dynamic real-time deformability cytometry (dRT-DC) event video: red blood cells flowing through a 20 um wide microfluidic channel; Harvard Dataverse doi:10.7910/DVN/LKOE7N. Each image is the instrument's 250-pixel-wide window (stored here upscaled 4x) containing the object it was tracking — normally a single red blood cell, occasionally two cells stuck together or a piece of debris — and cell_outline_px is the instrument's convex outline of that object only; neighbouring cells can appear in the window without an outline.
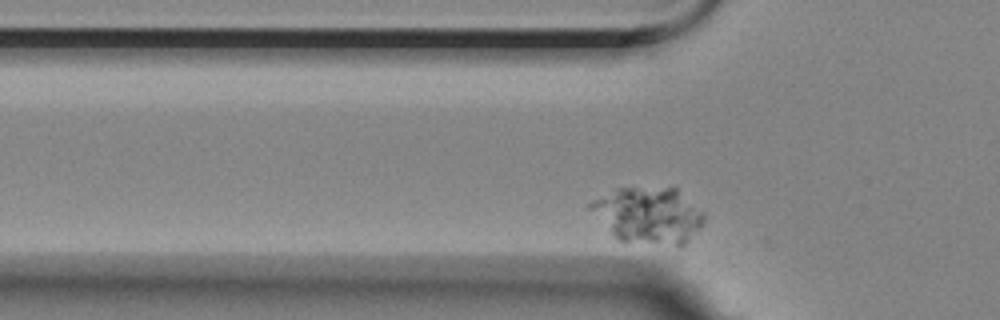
{"species": "Egyptian fruit bat (a non-hibernating species)", "species_latin": "Rousettus aegyptiacus", "temperature_condition": "room temperature", "stored_images_in_passage": 44, "segment_of_instrument_passage": [2, 2], "camera_frame_rate_fps": 3000, "um_per_image_px": 0.085, "animal": {"sex": "female"}, "frame": {"image": 1, "passage_image": 9, "time_ms": 2.667, "image_size_px": [1000, 320], "cell_outline_px": [[704, 220], [700, 228], [680, 248], [620, 240], [588, 208], [588, 204], [592, 200], [616, 188], [676, 188], [704, 212]], "centroid_in_image_um": [55.16, 18.31], "position_along_channel_um": 70.6, "area_um2": 36.99}}
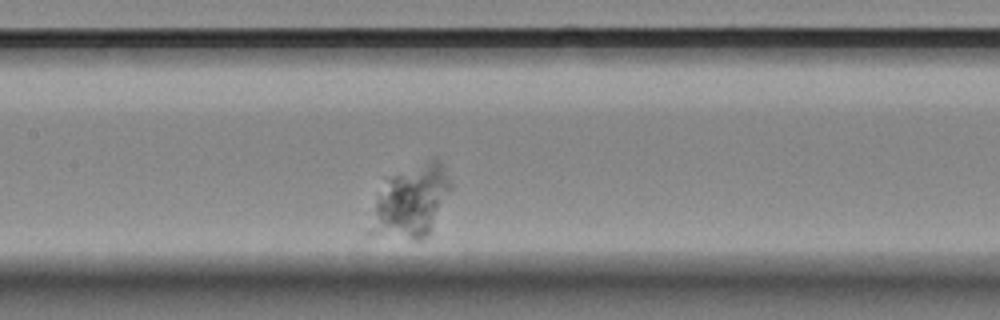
{"frame": {"image": 2, "passage_image": 19, "time_ms": 6.0, "image_size_px": [1000, 320], "cell_outline_px": [[452, 188], [428, 236], [424, 240], [412, 240], [368, 232], [384, 176], [432, 156], [440, 160], [452, 184]], "centroid_in_image_um": [34.97, 17.04], "position_along_channel_um": 172.4, "area_um2": 34.28}}
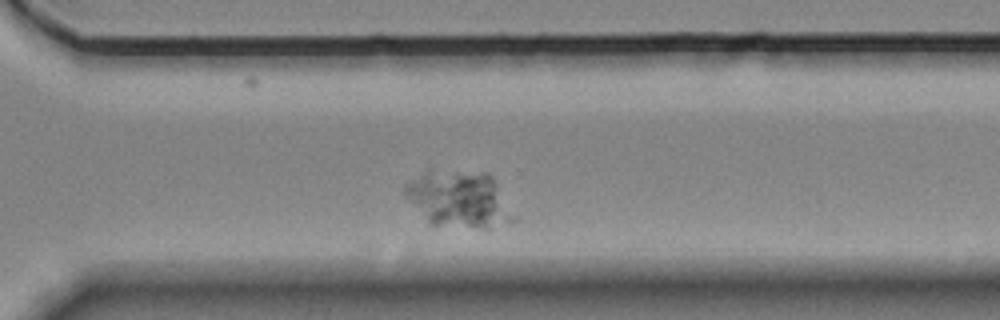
{"frame": {"image": 3, "passage_image": 34, "time_ms": 11.0, "image_size_px": [1000, 320], "cell_outline_px": [[516, 220], [512, 224], [488, 228], [484, 228], [432, 224], [404, 196], [404, 184], [428, 168], [432, 168], [488, 172], [492, 176], [516, 216]], "centroid_in_image_um": [39.04, 16.88], "position_along_channel_um": 331.6, "area_um2": 36.41}}